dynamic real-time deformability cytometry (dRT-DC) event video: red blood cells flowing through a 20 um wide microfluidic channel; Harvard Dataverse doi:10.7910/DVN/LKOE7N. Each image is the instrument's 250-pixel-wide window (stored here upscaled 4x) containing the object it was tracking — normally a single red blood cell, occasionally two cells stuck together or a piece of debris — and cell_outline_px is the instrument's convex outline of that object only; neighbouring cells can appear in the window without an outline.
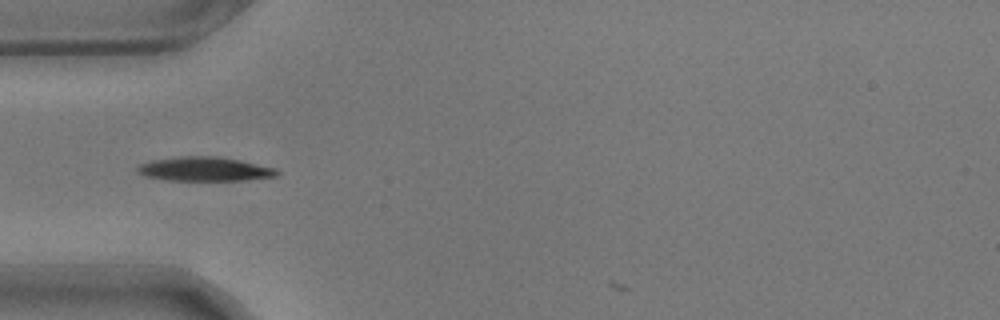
{"species": "common noctule bat (a hibernating species)", "species_latin": "Nyctalus noctula", "temperature_condition": "warm", "stored_images_in_passage": 36, "camera_frame_rate_fps": 3000, "um_per_image_px": 0.085, "animal": {"sex": "male", "body_mass_g": 17.9}, "frame": {"image": 1, "passage_image": 1, "time_ms": 0.0, "image_size_px": [1000, 320], "cell_outline_px": [[280, 172], [276, 176], [244, 180], [168, 180], [148, 176], [136, 172], [136, 168], [140, 164], [152, 160], [184, 156], [216, 156], [240, 160], [276, 168]], "centroid_in_image_um": [17.41, 14.36], "position_along_channel_um": 67.6, "area_um2": 19.42}}
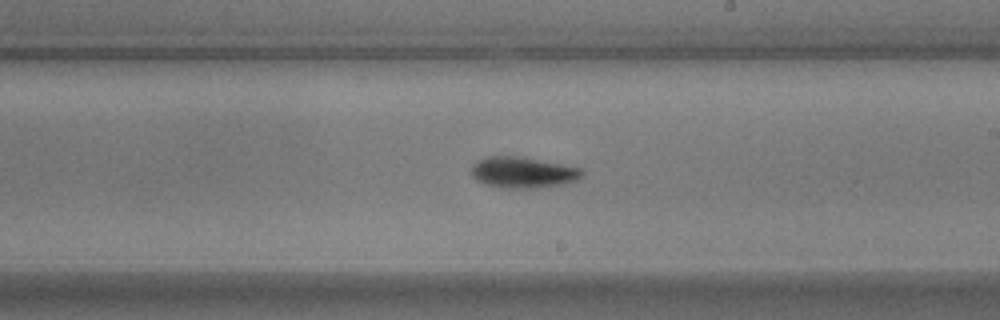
{"frame": {"image": 2, "passage_image": 16, "time_ms": 5.0, "image_size_px": [1000, 320], "cell_outline_px": [[584, 176], [576, 180], [560, 184], [540, 188], [504, 188], [484, 184], [476, 180], [472, 176], [472, 164], [488, 156], [516, 156], [560, 164], [580, 168], [584, 172]], "centroid_in_image_um": [44.43, 14.67], "position_along_channel_um": 244.6, "area_um2": 19.83}}
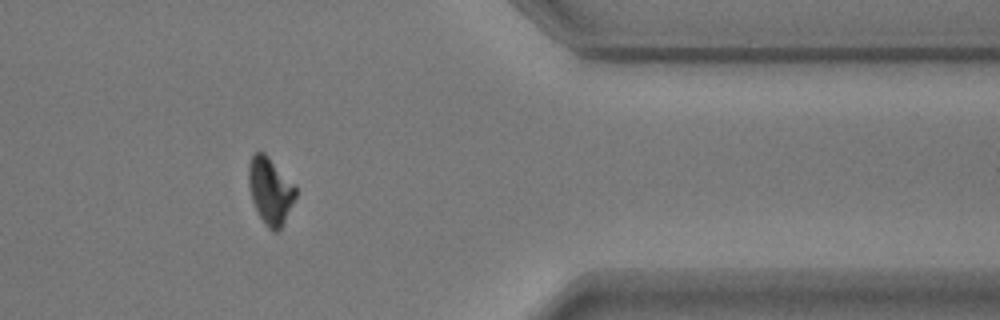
{"frame": {"image": 3, "passage_image": 30, "time_ms": 9.667, "image_size_px": [1000, 320], "cell_outline_px": [[296, 196], [280, 232], [272, 232], [264, 224], [252, 200], [248, 184], [248, 164], [252, 156], [256, 152], [264, 152], [296, 184]], "centroid_in_image_um": [22.99, 16.23], "position_along_channel_um": 388.4, "area_um2": 18.55}, "authors_computed_cell_mechanics": {"area_um2": 19.2474, "velocity_mm_per_s": 3.5254, "shape_relaxation_time_tau1_ms": 2.6255, "shape_relaxation_time_tau2_ms": null, "deformation_change_tau1": 0.1361, "deformation_change_tau2": null}}